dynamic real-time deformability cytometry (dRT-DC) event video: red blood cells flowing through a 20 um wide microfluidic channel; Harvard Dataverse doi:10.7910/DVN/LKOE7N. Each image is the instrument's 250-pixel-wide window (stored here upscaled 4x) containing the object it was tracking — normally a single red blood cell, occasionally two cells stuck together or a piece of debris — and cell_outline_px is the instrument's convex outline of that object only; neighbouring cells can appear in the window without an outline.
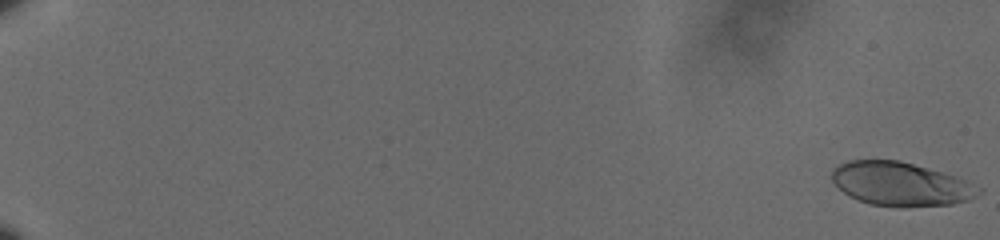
{"species": "human", "species_latin": "Homo sapiens", "temperature_condition": "cold", "stored_images_in_passage": 61, "camera_frame_rate_fps": 3000, "um_per_image_px": 0.085, "donor": {"sex": "male"}, "frame": {"image": 1, "passage_image": 1, "time_ms": 0.0, "image_size_px": [1000, 240], "cell_outline_px": [[984, 188], [980, 192], [968, 200], [952, 204], [868, 204], [856, 200], [848, 196], [832, 180], [832, 168], [848, 160], [900, 160], [956, 176], [968, 180]], "centroid_in_image_um": [76.55, 15.59], "position_along_channel_um": 8.4, "area_um2": 36.59}}
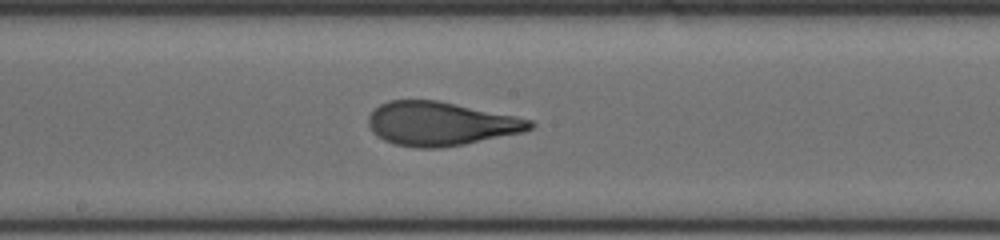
{"frame": {"image": 2, "passage_image": 37, "time_ms": 12.0, "image_size_px": [1000, 240], "cell_outline_px": [[536, 124], [532, 128], [524, 132], [464, 144], [440, 148], [416, 148], [396, 144], [384, 140], [376, 136], [372, 132], [368, 124], [368, 116], [380, 104], [388, 100], [436, 100], [516, 116], [532, 120]], "centroid_in_image_um": [37.45, 10.52], "position_along_channel_um": 210.8, "area_um2": 41.21}}
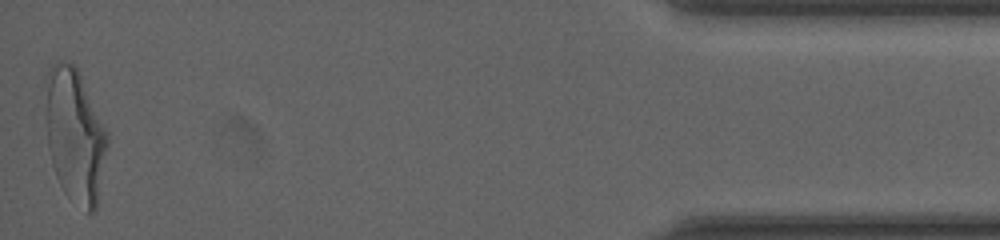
{"frame": {"image": 3, "passage_image": 61, "time_ms": 20.0, "image_size_px": [1000, 240], "cell_outline_px": [[108, 144], [96, 208], [92, 212], [88, 212], [68, 196], [64, 192], [56, 176], [52, 164], [48, 148], [44, 76], [48, 68], [56, 60], [76, 64], [80, 72], [108, 132]], "centroid_in_image_um": [6.35, 11.41], "position_along_channel_um": 428.8, "area_um2": 48.49}, "authors_computed_cell_mechanics": {"area_um2": 40.3444, "velocity_mm_per_s": 3.6083, "shape_relaxation_time_tau1_ms": 5.1515, "shape_relaxation_time_tau2_ms": 0.7922, "deformation_change_tau1": 0.2114, "deformation_change_tau2": 0.0836}}